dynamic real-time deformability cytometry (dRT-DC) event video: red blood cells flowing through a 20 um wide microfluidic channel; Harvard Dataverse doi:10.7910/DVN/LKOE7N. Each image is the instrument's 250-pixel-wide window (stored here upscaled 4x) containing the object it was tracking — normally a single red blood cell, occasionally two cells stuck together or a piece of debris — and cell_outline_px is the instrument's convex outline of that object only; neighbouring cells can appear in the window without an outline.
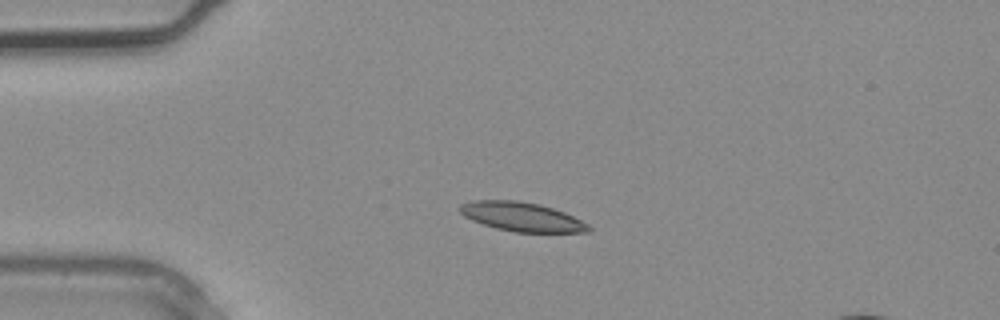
{"species": "common noctule bat (a hibernating species)", "species_latin": "Nyctalus noctula", "temperature_condition": "warm", "stored_images_in_passage": 5, "camera_frame_rate_fps": 3000, "um_per_image_px": 0.085, "animal": {"sex": "male", "body_mass_g": 20.4}, "frame": {"image": 1, "passage_image": 4, "time_ms": 1.0, "image_size_px": [1000, 320], "cell_outline_px": [[592, 228], [588, 232], [516, 232], [496, 228], [472, 220], [464, 216], [460, 212], [460, 204], [472, 200], [516, 200], [540, 204], [564, 212], [588, 224]], "centroid_in_image_um": [44.34, 18.42], "position_along_channel_um": 40.7, "area_um2": 21.68}}
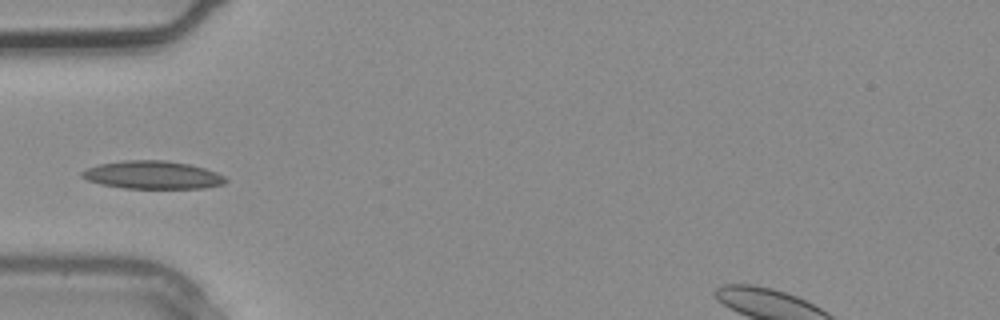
{"frame": {"image": 2, "passage_image": 5, "time_ms": 1.333, "image_size_px": [1000, 320], "cell_outline_px": [[228, 180], [224, 184], [204, 188], [124, 188], [100, 184], [88, 180], [80, 176], [80, 172], [88, 168], [100, 164], [120, 160], [164, 160], [188, 164], [204, 168], [216, 172], [224, 176]], "centroid_in_image_um": [12.96, 14.87], "position_along_channel_um": 72.0, "area_um2": 23.41}}